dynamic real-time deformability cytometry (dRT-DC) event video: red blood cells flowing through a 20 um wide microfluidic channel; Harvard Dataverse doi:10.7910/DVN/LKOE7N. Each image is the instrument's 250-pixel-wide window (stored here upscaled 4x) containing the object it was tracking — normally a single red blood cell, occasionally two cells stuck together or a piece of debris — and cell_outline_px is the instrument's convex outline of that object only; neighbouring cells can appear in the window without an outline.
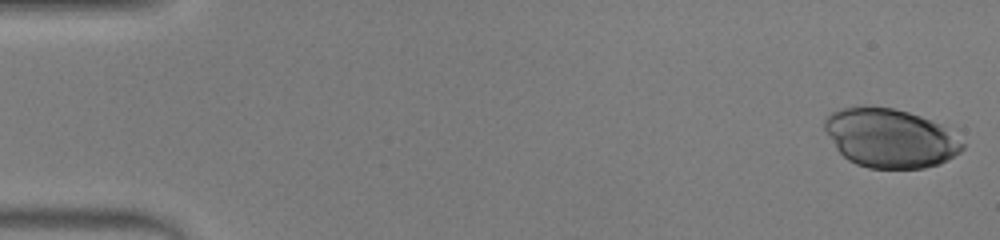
{"species": "human", "species_latin": "Homo sapiens", "temperature_condition": "warm", "stored_images_in_passage": 47, "camera_frame_rate_fps": 3000, "um_per_image_px": 0.085, "donor": {"sex": "male"}, "frame": {"image": 1, "passage_image": 1, "time_ms": 0.0, "image_size_px": [1000, 240], "cell_outline_px": [[964, 148], [960, 152], [940, 164], [924, 168], [868, 168], [856, 164], [848, 160], [836, 148], [824, 128], [824, 120], [832, 112], [840, 108], [864, 104], [892, 108], [908, 112], [920, 116], [940, 124], [964, 144]], "centroid_in_image_um": [75.62, 11.72], "position_along_channel_um": 9.4, "area_um2": 47.34}}
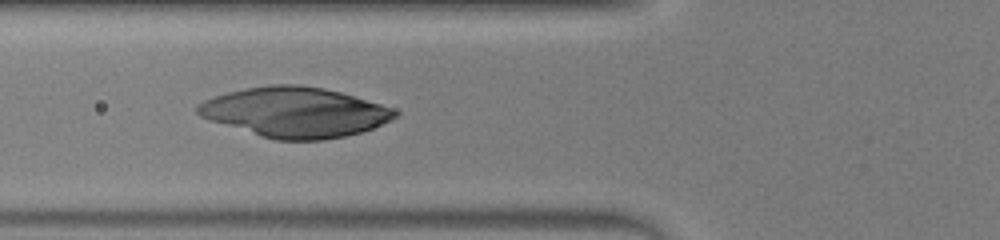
{"frame": {"image": 2, "passage_image": 18, "time_ms": 5.667, "image_size_px": [1000, 240], "cell_outline_px": [[400, 116], [372, 128], [360, 132], [344, 136], [324, 140], [276, 140], [260, 136], [200, 116], [196, 112], [196, 104], [204, 100], [228, 92], [244, 88], [272, 84], [296, 84], [324, 88], [340, 92], [380, 104], [392, 108], [400, 112]], "centroid_in_image_um": [25.08, 9.53], "position_along_channel_um": 100.7, "area_um2": 57.22}}
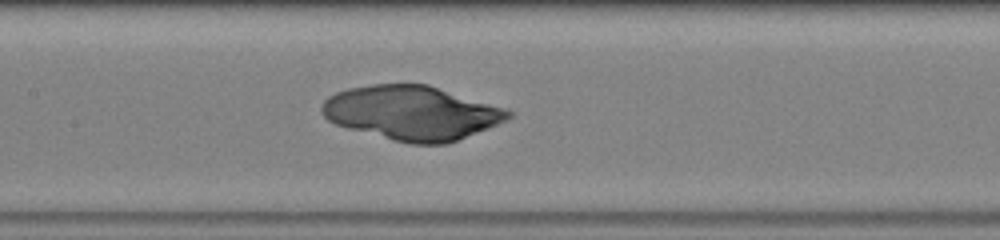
{"frame": {"image": 3, "passage_image": 23, "time_ms": 7.333, "image_size_px": [1000, 240], "cell_outline_px": [[512, 116], [488, 128], [448, 144], [412, 144], [348, 128], [336, 124], [328, 120], [320, 112], [320, 104], [328, 96], [336, 92], [348, 88], [372, 84], [428, 84], [504, 108], [512, 112]], "centroid_in_image_um": [34.96, 9.58], "position_along_channel_um": 172.4, "area_um2": 58.49}}